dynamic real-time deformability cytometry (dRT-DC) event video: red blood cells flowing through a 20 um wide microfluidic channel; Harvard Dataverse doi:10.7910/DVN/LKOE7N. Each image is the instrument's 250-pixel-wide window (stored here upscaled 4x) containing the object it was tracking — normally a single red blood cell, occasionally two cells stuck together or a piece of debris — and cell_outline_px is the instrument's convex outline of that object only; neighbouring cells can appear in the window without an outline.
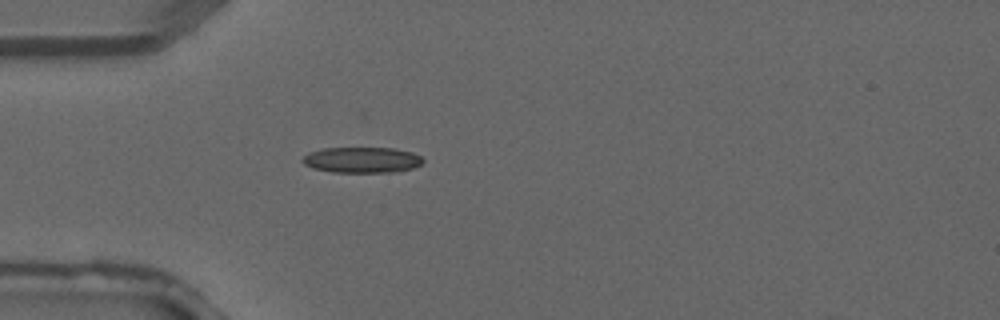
{"species": "common noctule bat (a hibernating species)", "species_latin": "Nyctalus noctula", "temperature_condition": "warm", "stored_images_in_passage": 2, "camera_frame_rate_fps": 3000, "um_per_image_px": 0.085, "animal": {"sex": "male", "forearm_length_mm": 52.5}, "frame": {"image": 1, "passage_image": 2, "time_ms": 0.333, "image_size_px": [1000, 320], "cell_outline_px": [[424, 160], [420, 164], [412, 168], [400, 172], [332, 172], [312, 168], [304, 164], [300, 160], [308, 152], [324, 148], [392, 148], [412, 152], [420, 156]], "centroid_in_image_um": [30.74, 13.6], "position_along_channel_um": 54.3, "area_um2": 18.15}}